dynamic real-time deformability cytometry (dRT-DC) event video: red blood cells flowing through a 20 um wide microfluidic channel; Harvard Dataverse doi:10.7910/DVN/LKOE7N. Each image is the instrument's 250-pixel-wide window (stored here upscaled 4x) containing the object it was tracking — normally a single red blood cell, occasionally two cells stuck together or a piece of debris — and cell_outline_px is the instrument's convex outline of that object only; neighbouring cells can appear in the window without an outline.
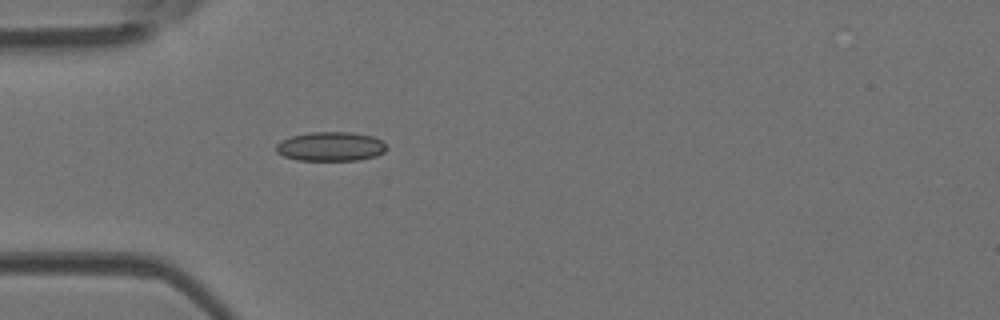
{"species": "Egyptian fruit bat (a non-hibernating species)", "species_latin": "Rousettus aegyptiacus", "temperature_condition": "room temperature", "stored_images_in_passage": 37, "camera_frame_rate_fps": 3000, "um_per_image_px": 0.085, "animal": {"sex": "female"}, "frame": {"image": 1, "passage_image": 1, "time_ms": 0.0, "image_size_px": [1000, 320], "cell_outline_px": [[388, 148], [384, 152], [376, 156], [360, 160], [296, 160], [284, 156], [276, 152], [276, 144], [280, 140], [292, 136], [308, 132], [352, 132], [372, 136], [380, 140]], "centroid_in_image_um": [28.09, 12.45], "position_along_channel_um": 56.9, "area_um2": 18.9}}
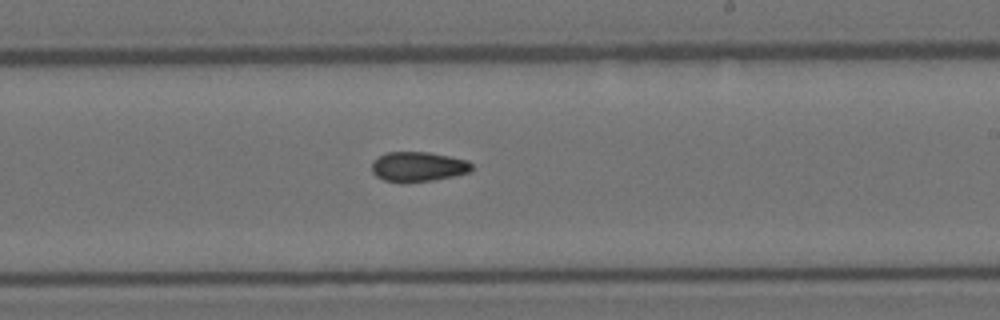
{"frame": {"image": 2, "passage_image": 16, "time_ms": 5.0, "image_size_px": [1000, 320], "cell_outline_px": [[472, 168], [468, 172], [452, 176], [432, 180], [400, 184], [384, 180], [376, 176], [372, 172], [372, 160], [384, 152], [428, 152], [468, 160], [472, 164]], "centroid_in_image_um": [35.48, 14.17], "position_along_channel_um": 253.5, "area_um2": 17.57}}
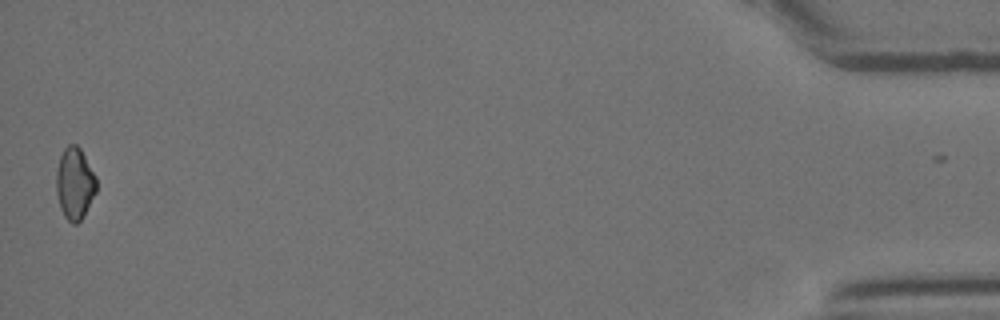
{"frame": {"image": 3, "passage_image": 36, "time_ms": 11.667, "image_size_px": [1000, 320], "cell_outline_px": [[96, 192], [84, 216], [76, 224], [72, 224], [64, 216], [60, 208], [56, 192], [56, 172], [60, 156], [64, 148], [68, 144], [76, 144], [80, 148], [96, 176]], "centroid_in_image_um": [6.35, 15.6], "position_along_channel_um": 428.9, "area_um2": 16.88}, "authors_computed_cell_mechanics": {"area_um2": 17.2244, "velocity_mm_per_s": 4.0379, "shape_relaxation_time_tau1_ms": null, "shape_relaxation_time_tau2_ms": 3.491, "deformation_change_tau1": null, "deformation_change_tau2": 0.091}}